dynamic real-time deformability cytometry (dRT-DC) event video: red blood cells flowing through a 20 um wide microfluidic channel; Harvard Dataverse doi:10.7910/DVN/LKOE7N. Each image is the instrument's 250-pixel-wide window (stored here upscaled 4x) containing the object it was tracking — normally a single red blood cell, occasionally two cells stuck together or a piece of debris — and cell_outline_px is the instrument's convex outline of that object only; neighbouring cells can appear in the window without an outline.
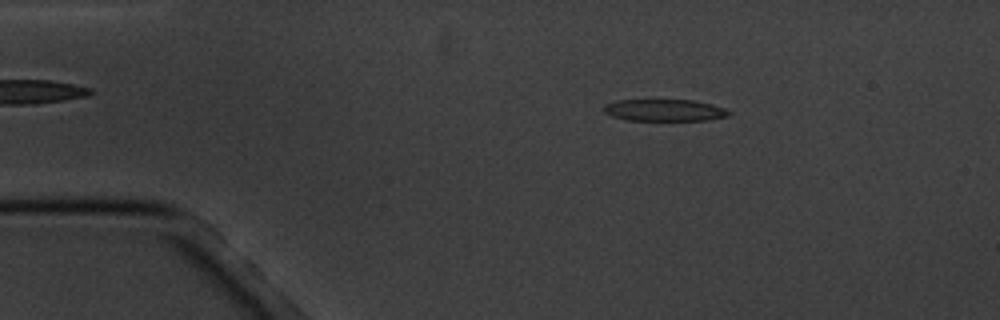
{"species": "common noctule bat (a hibernating species)", "species_latin": "Nyctalus noctula", "temperature_condition": "cold", "stored_images_in_passage": 4, "camera_frame_rate_fps": 3000, "um_per_image_px": 0.085, "animal": {"sex": "male", "body_mass_g": 20.1, "forearm_length_mm": 53.5}, "frame": {"image": 1, "passage_image": 2, "time_ms": 1.333, "image_size_px": [1000, 320], "cell_outline_px": [[732, 112], [728, 116], [708, 120], [624, 120], [612, 116], [604, 112], [604, 104], [616, 100], [692, 100], [712, 104], [724, 108]], "centroid_in_image_um": [56.47, 9.37], "position_along_channel_um": 28.5, "area_um2": 15.95}}